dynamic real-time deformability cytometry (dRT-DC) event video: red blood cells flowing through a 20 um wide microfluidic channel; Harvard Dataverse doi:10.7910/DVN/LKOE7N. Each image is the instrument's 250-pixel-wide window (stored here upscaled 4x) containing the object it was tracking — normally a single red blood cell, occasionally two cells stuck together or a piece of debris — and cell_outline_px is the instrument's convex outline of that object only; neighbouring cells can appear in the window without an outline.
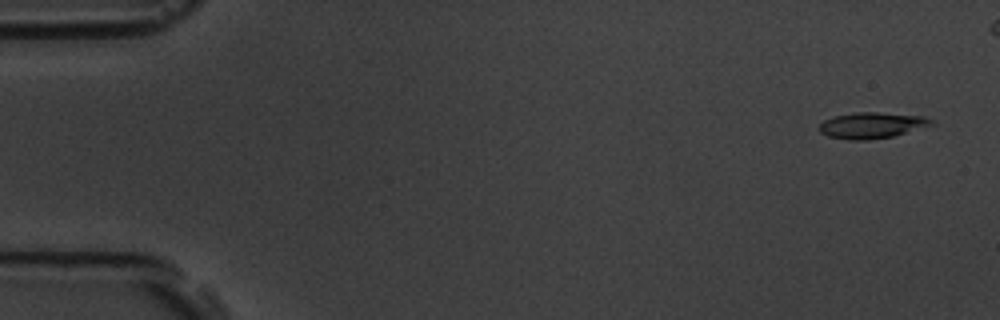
{"species": "common noctule bat (a hibernating species)", "species_latin": "Nyctalus noctula", "temperature_condition": "room temperature", "stored_images_in_passage": 52, "camera_frame_rate_fps": 3000, "um_per_image_px": 0.085, "animal": {"sex": "male", "body_mass_g": 19.5, "forearm_length_mm": 54.6}, "frame": {"image": 1, "passage_image": 3, "time_ms": 0.667, "image_size_px": [1000, 320], "cell_outline_px": [[936, 124], [892, 136], [868, 140], [848, 140], [828, 136], [820, 132], [816, 128], [824, 120], [832, 116], [856, 112], [880, 112], [924, 116], [932, 120]], "centroid_in_image_um": [74.07, 10.64], "position_along_channel_um": 10.9, "area_um2": 17.17}}
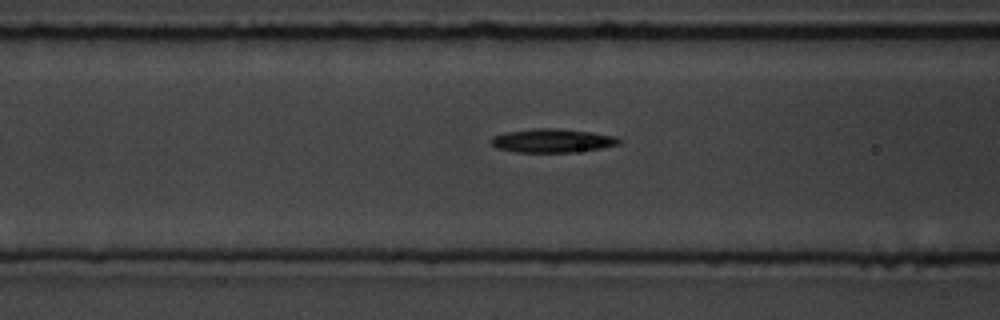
{"frame": {"image": 2, "passage_image": 23, "time_ms": 7.333, "image_size_px": [1000, 320], "cell_outline_px": [[620, 144], [600, 148], [572, 152], [516, 152], [496, 148], [488, 140], [492, 136], [504, 132], [532, 128], [556, 128], [592, 132], [616, 136], [620, 140]], "centroid_in_image_um": [46.89, 11.94], "position_along_channel_um": 119.7, "area_um2": 17.8}}
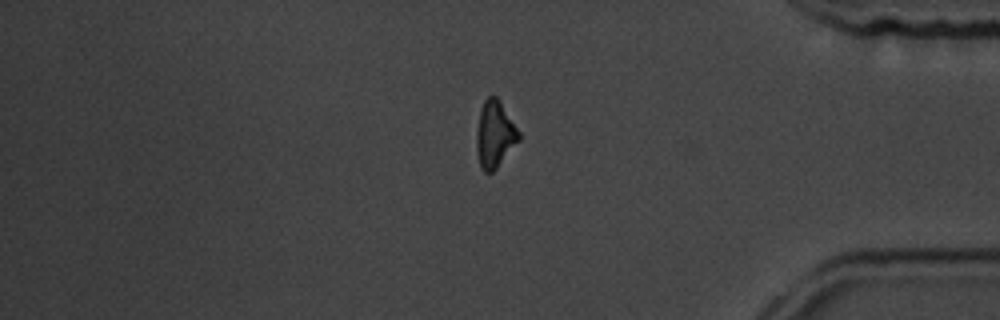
{"frame": {"image": 3, "passage_image": 48, "time_ms": 15.667, "image_size_px": [1000, 320], "cell_outline_px": [[520, 140], [496, 168], [492, 172], [484, 172], [480, 168], [476, 148], [476, 132], [480, 108], [484, 100], [488, 96], [496, 96], [520, 132]], "centroid_in_image_um": [42.04, 11.43], "position_along_channel_um": 393.2, "area_um2": 16.42}, "authors_computed_cell_mechanics": {"area_um2": 16.7909, "velocity_mm_per_s": 3.5901, "shape_relaxation_time_tau1_ms": 2.0361, "shape_relaxation_time_tau2_ms": null, "deformation_change_tau1": 0.1135, "deformation_change_tau2": null}}